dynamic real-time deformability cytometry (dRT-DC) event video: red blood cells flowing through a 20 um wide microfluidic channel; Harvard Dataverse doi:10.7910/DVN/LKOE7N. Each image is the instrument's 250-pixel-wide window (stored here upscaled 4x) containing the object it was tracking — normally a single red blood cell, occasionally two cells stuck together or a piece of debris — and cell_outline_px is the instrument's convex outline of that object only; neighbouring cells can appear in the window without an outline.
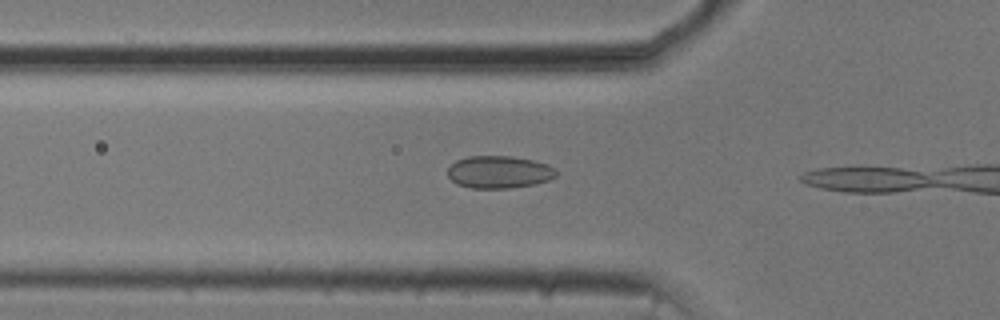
{"species": "common noctule bat (a hibernating species)", "species_latin": "Nyctalus noctula", "temperature_condition": "cold", "stored_images_in_passage": 7, "camera_frame_rate_fps": 3000, "um_per_image_px": 0.085, "animal": {"sex": "male", "body_mass_g": 20.5, "forearm_length_mm": 52.5}, "frame": {"image": 1, "passage_image": 6, "time_ms": 1.667, "image_size_px": [1000, 320], "cell_outline_px": [[556, 176], [548, 180], [536, 184], [508, 188], [472, 188], [456, 184], [448, 176], [448, 168], [456, 160], [468, 156], [512, 156], [532, 160], [548, 164], [556, 168]], "centroid_in_image_um": [42.42, 14.62], "position_along_channel_um": 83.4, "area_um2": 20.58}}